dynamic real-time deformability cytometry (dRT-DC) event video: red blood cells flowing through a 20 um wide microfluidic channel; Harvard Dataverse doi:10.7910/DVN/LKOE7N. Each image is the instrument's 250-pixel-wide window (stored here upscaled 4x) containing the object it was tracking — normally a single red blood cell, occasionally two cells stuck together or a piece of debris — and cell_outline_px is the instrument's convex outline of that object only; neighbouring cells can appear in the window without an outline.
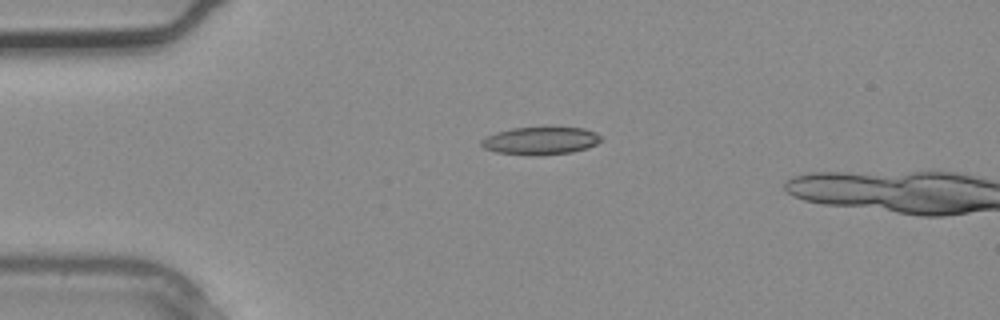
{"species": "common noctule bat (a hibernating species)", "species_latin": "Nyctalus noctula", "temperature_condition": "warm", "stored_images_in_passage": 2, "camera_frame_rate_fps": 3000, "um_per_image_px": 0.085, "animal": {"sex": "male", "body_mass_g": 20.4}, "frame": {"image": 1, "passage_image": 2, "time_ms": 0.333, "image_size_px": [1000, 320], "cell_outline_px": [[600, 140], [596, 144], [588, 148], [572, 152], [536, 156], [532, 156], [496, 152], [484, 148], [480, 144], [480, 140], [496, 132], [512, 128], [584, 128], [596, 132], [600, 136]], "centroid_in_image_um": [45.93, 11.98], "position_along_channel_um": 39.1, "area_um2": 19.25}}